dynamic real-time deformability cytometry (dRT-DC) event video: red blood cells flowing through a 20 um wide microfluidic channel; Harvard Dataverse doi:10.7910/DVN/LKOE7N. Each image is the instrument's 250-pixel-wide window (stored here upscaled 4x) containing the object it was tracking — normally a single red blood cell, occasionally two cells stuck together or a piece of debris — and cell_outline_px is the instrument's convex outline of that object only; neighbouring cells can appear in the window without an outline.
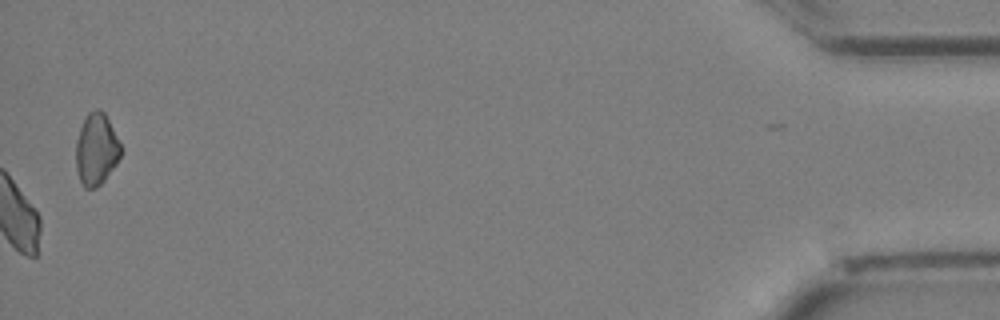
{"species": "Egyptian fruit bat (a non-hibernating species)", "species_latin": "Rousettus aegyptiacus", "temperature_condition": "cold", "stored_images_in_passage": 35, "camera_frame_rate_fps": 3000, "um_per_image_px": 0.085, "animal": {"sex": "female"}, "frame": {"image": 1, "passage_image": 35, "time_ms": 11.333, "image_size_px": [1000, 320], "cell_outline_px": [[120, 156], [116, 164], [104, 180], [96, 188], [84, 188], [80, 180], [76, 168], [76, 140], [80, 128], [88, 112], [96, 108], [100, 108], [104, 112], [120, 144]], "centroid_in_image_um": [8.16, 12.69], "position_along_channel_um": 427.0, "area_um2": 18.55}}